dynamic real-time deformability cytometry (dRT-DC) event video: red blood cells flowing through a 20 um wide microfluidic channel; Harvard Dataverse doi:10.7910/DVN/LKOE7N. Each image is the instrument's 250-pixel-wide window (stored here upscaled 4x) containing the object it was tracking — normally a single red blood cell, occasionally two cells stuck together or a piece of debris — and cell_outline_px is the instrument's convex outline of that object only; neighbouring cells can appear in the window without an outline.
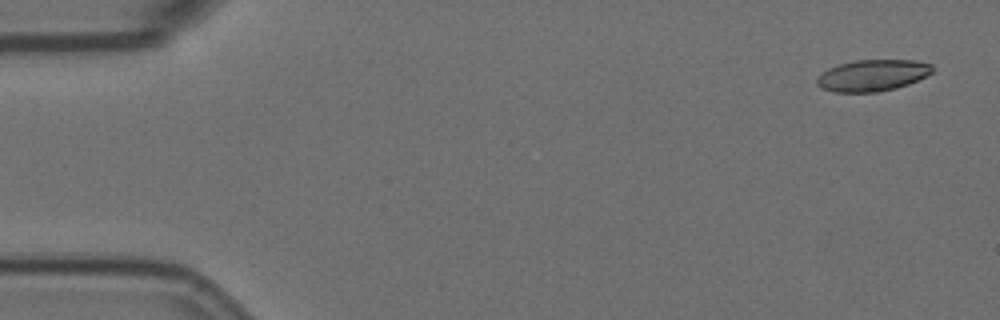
{"species": "Egyptian fruit bat (a non-hibernating species)", "species_latin": "Rousettus aegyptiacus", "temperature_condition": "room temperature", "stored_images_in_passage": 5, "camera_frame_rate_fps": 3000, "um_per_image_px": 0.085, "animal": {"sex": "female"}, "frame": {"image": 1, "passage_image": 1, "time_ms": 0.0, "image_size_px": [1000, 320], "cell_outline_px": [[932, 72], [908, 84], [896, 88], [876, 92], [832, 92], [820, 88], [816, 84], [816, 80], [828, 68], [840, 64], [856, 60], [912, 60], [932, 64]], "centroid_in_image_um": [74.13, 6.41], "position_along_channel_um": 10.9, "area_um2": 20.98}}
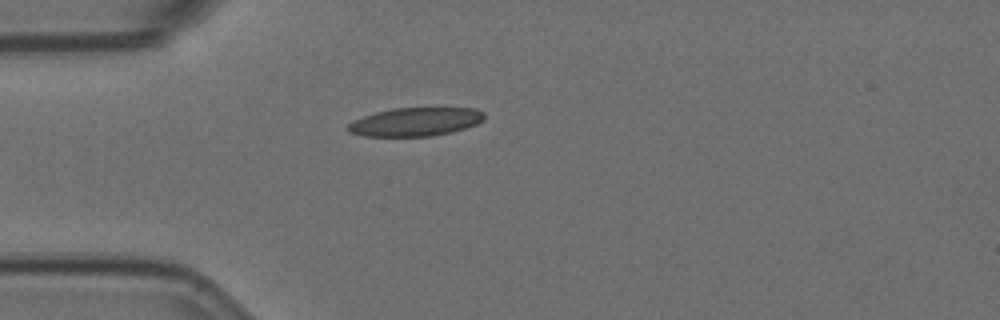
{"frame": {"image": 2, "passage_image": 5, "time_ms": 1.333, "image_size_px": [1000, 320], "cell_outline_px": [[484, 120], [476, 124], [452, 132], [432, 136], [364, 136], [348, 132], [348, 124], [352, 120], [376, 112], [392, 108], [476, 108], [484, 112]], "centroid_in_image_um": [35.31, 10.35], "position_along_channel_um": 49.7, "area_um2": 22.66}}